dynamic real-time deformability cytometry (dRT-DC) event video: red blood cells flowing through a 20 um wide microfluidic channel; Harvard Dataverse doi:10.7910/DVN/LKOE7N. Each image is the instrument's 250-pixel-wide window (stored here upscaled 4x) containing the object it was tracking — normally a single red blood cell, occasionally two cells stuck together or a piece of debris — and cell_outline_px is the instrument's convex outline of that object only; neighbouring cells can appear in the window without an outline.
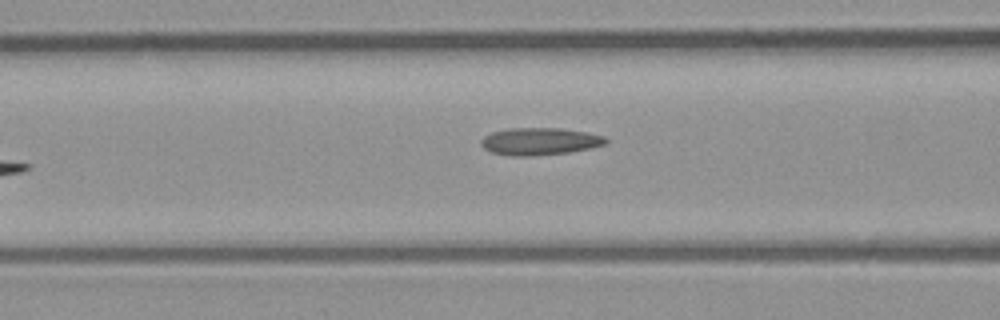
{"species": "common noctule bat (a hibernating species)", "species_latin": "Nyctalus noctula", "temperature_condition": "room temperature", "stored_images_in_passage": 7, "camera_frame_rate_fps": 3000, "um_per_image_px": 0.085, "animal": {"sex": "male", "body_mass_g": 23.1, "forearm_length_mm": 52.7}, "frame": {"image": 1, "passage_image": 7, "time_ms": 2.0, "image_size_px": [1000, 320], "cell_outline_px": [[608, 140], [604, 144], [588, 148], [568, 152], [532, 156], [512, 156], [492, 152], [484, 148], [480, 144], [480, 140], [484, 136], [492, 132], [508, 128], [560, 128], [584, 132], [604, 136]], "centroid_in_image_um": [45.82, 12.01], "position_along_channel_um": 120.8, "area_um2": 19.65}}